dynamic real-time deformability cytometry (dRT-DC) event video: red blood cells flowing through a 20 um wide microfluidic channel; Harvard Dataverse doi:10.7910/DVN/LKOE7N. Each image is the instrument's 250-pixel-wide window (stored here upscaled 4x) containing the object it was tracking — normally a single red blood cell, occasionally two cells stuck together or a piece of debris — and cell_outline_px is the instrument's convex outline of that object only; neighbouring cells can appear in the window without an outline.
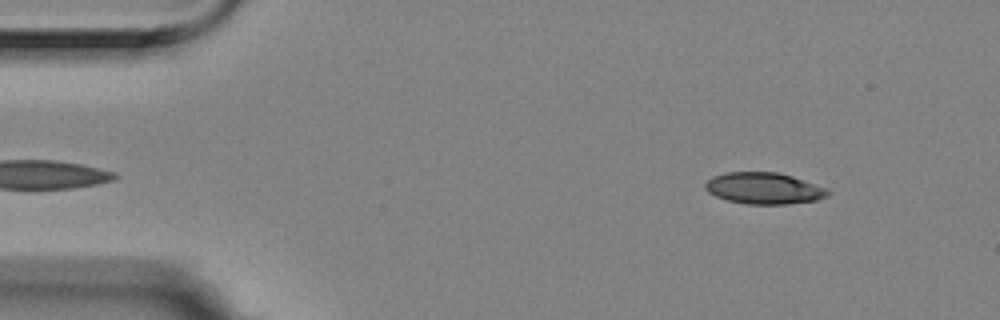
{"species": "Egyptian fruit bat (a non-hibernating species)", "species_latin": "Rousettus aegyptiacus", "temperature_condition": "room temperature", "stored_images_in_passage": 5, "camera_frame_rate_fps": 3000, "um_per_image_px": 0.085, "animal": {"sex": "female"}, "frame": {"image": 1, "passage_image": 1, "time_ms": 0.0, "image_size_px": [1000, 320], "cell_outline_px": [[832, 192], [828, 196], [816, 200], [788, 204], [748, 204], [728, 200], [716, 196], [708, 192], [704, 188], [704, 184], [712, 176], [728, 172], [776, 172], [792, 176], [828, 188]], "centroid_in_image_um": [64.96, 16.0], "position_along_channel_um": 20.0, "area_um2": 22.54}}
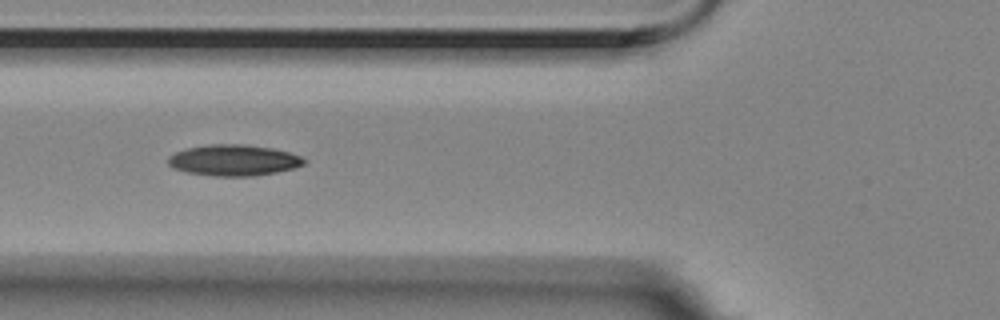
{"frame": {"image": 2, "passage_image": 5, "time_ms": 1.333, "image_size_px": [1000, 320], "cell_outline_px": [[308, 160], [304, 164], [292, 168], [276, 172], [252, 176], [212, 176], [188, 172], [172, 168], [168, 164], [168, 156], [176, 152], [188, 148], [208, 144], [244, 144], [272, 148], [288, 152], [300, 156]], "centroid_in_image_um": [19.85, 13.62], "position_along_channel_um": 105.9, "area_um2": 24.57}}